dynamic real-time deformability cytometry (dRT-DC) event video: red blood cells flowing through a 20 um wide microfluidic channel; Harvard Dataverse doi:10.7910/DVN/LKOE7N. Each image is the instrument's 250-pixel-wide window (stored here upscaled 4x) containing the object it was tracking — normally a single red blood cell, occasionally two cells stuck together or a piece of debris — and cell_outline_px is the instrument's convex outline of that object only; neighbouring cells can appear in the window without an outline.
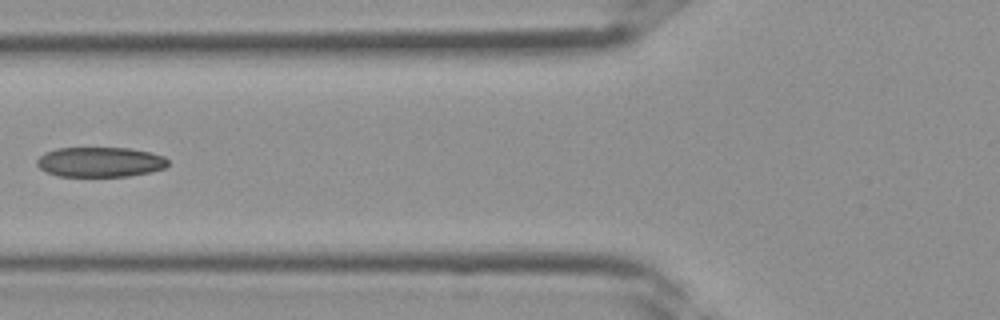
{"species": "Egyptian fruit bat (a non-hibernating species)", "species_latin": "Rousettus aegyptiacus", "temperature_condition": "room temperature", "stored_images_in_passage": 26, "camera_frame_rate_fps": 3000, "um_per_image_px": 0.085, "frame": {"image": 1, "passage_image": 5, "time_ms": 1.333, "image_size_px": [1000, 320], "cell_outline_px": [[168, 164], [164, 168], [148, 172], [128, 176], [60, 176], [48, 172], [40, 168], [36, 164], [36, 160], [44, 152], [56, 148], [128, 148], [152, 152], [164, 156], [168, 160]], "centroid_in_image_um": [8.5, 13.76], "position_along_channel_um": 117.3, "area_um2": 22.83}}